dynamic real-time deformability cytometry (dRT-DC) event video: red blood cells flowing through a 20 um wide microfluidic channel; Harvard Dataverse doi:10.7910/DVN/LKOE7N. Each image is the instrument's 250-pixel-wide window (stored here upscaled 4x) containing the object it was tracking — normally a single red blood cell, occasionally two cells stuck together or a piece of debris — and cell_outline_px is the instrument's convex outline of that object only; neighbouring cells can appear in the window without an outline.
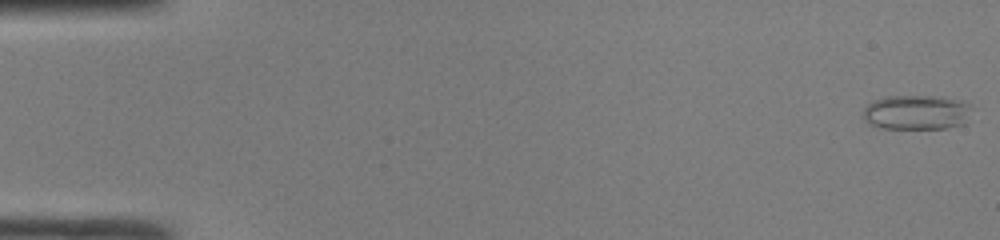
{"species": "common noctule bat (a hibernating species)", "species_latin": "Nyctalus noctula", "temperature_condition": "room temperature", "stored_images_in_passage": 49, "camera_frame_rate_fps": 3000, "um_per_image_px": 0.085, "animal": {"sex": "male", "body_mass_g": 19.0, "forearm_length_mm": 50.8}, "frame": {"image": 1, "passage_image": 1, "time_ms": 0.0, "image_size_px": [1000, 240], "cell_outline_px": [[972, 108], [964, 124], [948, 128], [880, 128], [864, 120], [860, 116], [864, 108], [872, 100], [888, 96], [944, 96], [964, 100], [972, 104]], "centroid_in_image_um": [77.92, 9.53], "position_along_channel_um": 7.1, "area_um2": 22.43}}
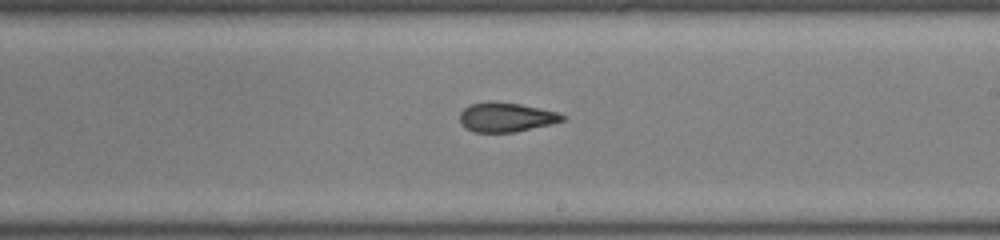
{"frame": {"image": 2, "passage_image": 29, "time_ms": 9.333, "image_size_px": [1000, 240], "cell_outline_px": [[564, 120], [552, 124], [516, 132], [476, 132], [468, 128], [460, 120], [460, 112], [468, 104], [488, 100], [492, 100], [520, 104], [540, 108], [556, 112], [564, 116]], "centroid_in_image_um": [43.01, 9.94], "position_along_channel_um": 246.0, "area_um2": 17.57}}
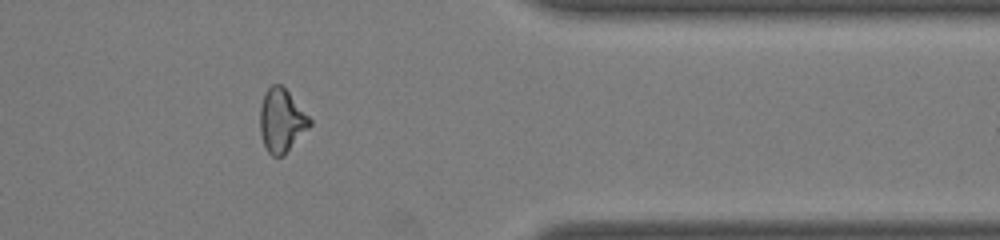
{"frame": {"image": 3, "passage_image": 40, "time_ms": 13.0, "image_size_px": [1000, 240], "cell_outline_px": [[312, 124], [284, 156], [272, 156], [268, 152], [264, 144], [260, 132], [260, 108], [264, 92], [272, 84], [280, 84], [288, 92], [312, 120]], "centroid_in_image_um": [23.92, 10.26], "position_along_channel_um": 387.5, "area_um2": 18.26}, "authors_computed_cell_mechanics": {"area_um2": 19.3052, "velocity_mm_per_s": 4.2574, "shape_relaxation_time_tau1_ms": null, "shape_relaxation_time_tau2_ms": 3.0694, "deformation_change_tau1": null, "deformation_change_tau2": 0.0963}}